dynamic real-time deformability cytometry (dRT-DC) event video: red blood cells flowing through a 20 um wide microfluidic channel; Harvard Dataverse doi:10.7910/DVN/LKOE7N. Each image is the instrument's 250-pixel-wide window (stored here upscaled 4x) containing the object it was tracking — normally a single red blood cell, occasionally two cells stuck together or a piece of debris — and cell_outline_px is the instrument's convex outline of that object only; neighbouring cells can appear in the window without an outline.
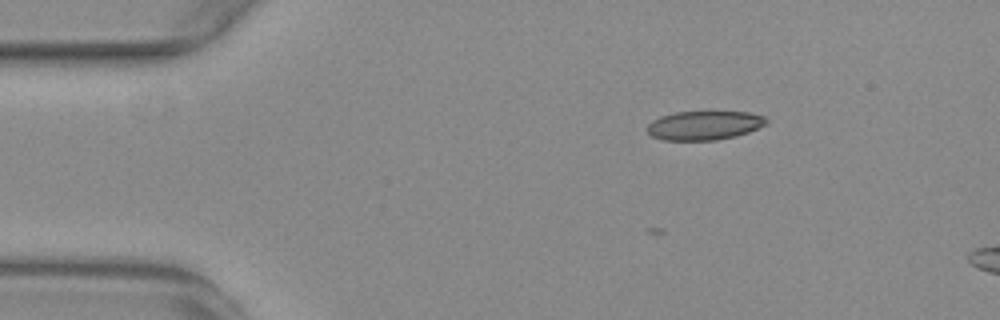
{"species": "common noctule bat (a hibernating species)", "species_latin": "Nyctalus noctula", "temperature_condition": "warm", "stored_images_in_passage": 3, "camera_frame_rate_fps": 3000, "um_per_image_px": 0.085, "animal": {"sex": "female", "body_mass_g": 29.2, "forearm_length_mm": 56.3}, "frame": {"image": 1, "passage_image": 3, "time_ms": 0.667, "image_size_px": [1000, 320], "cell_outline_px": [[768, 124], [748, 132], [736, 136], [716, 140], [664, 140], [652, 136], [648, 132], [648, 124], [652, 120], [660, 116], [676, 112], [748, 112], [764, 116], [768, 120]], "centroid_in_image_um": [59.88, 10.66], "position_along_channel_um": 25.1, "area_um2": 20.11}}